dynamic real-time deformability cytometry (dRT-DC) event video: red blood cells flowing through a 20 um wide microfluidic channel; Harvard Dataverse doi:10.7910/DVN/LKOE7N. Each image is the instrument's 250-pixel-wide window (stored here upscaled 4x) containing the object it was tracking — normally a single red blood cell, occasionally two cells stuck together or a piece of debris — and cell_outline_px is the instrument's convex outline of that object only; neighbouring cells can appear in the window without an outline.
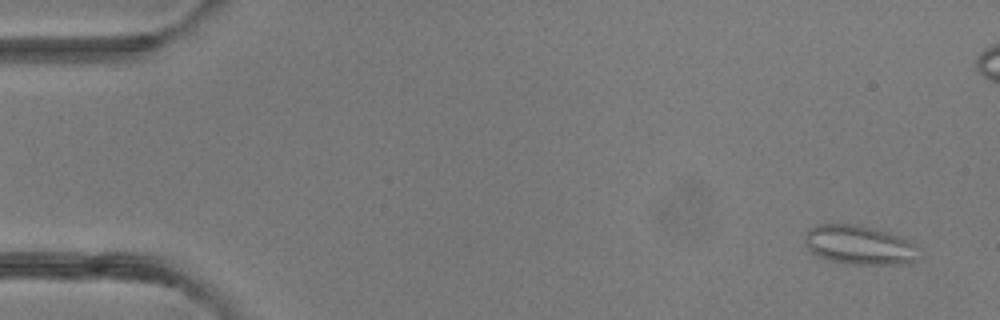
{"species": "common noctule bat (a hibernating species)", "species_latin": "Nyctalus noctula", "temperature_condition": "room temperature", "stored_images_in_passage": 50, "camera_frame_rate_fps": 3000, "um_per_image_px": 0.085, "animal": {"sex": "female"}, "frame": {"image": 1, "passage_image": 3, "time_ms": 0.667, "image_size_px": [1000, 320], "cell_outline_px": [[916, 260], [912, 264], [852, 264], [832, 260], [820, 256], [812, 252], [804, 244], [804, 236], [808, 228], [816, 224], [856, 224], [872, 228], [908, 240], [916, 244]], "centroid_in_image_um": [73.0, 20.82], "position_along_channel_um": 12.0, "area_um2": 25.78}}
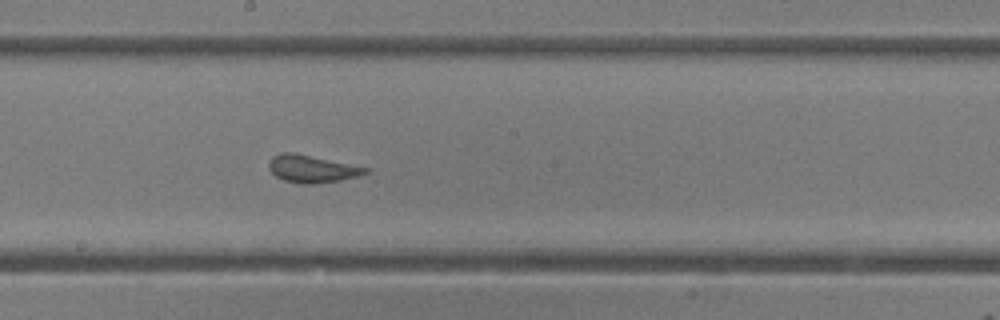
{"frame": {"image": 2, "passage_image": 27, "time_ms": 8.667, "image_size_px": [1000, 320], "cell_outline_px": [[368, 172], [356, 176], [340, 180], [312, 184], [300, 184], [284, 180], [276, 176], [268, 168], [268, 160], [272, 156], [280, 152], [296, 152], [368, 168]], "centroid_in_image_um": [26.44, 14.33], "position_along_channel_um": 221.8, "area_um2": 15.43}}
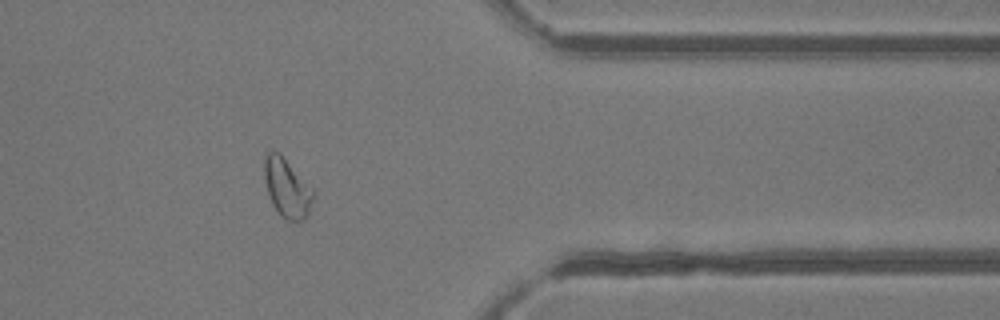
{"frame": {"image": 3, "passage_image": 40, "time_ms": 13.0, "image_size_px": [1000, 320], "cell_outline_px": [[316, 192], [308, 216], [304, 220], [284, 220], [280, 216], [272, 204], [268, 196], [264, 180], [264, 152], [268, 148], [280, 152]], "centroid_in_image_um": [24.37, 15.94], "position_along_channel_um": 387.0, "area_um2": 17.46}}